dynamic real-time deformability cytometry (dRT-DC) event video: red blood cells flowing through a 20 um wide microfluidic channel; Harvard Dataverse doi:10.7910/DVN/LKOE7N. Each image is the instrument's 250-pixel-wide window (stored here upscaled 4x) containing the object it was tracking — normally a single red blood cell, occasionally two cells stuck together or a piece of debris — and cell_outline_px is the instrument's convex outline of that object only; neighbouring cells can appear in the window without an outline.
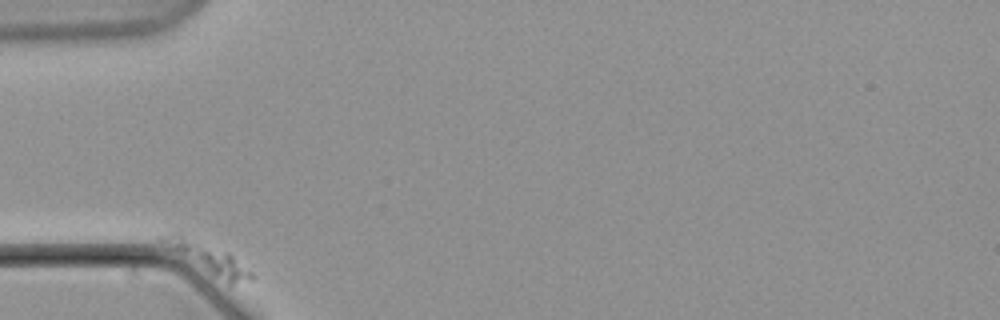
{"species": "common noctule bat (a hibernating species)", "species_latin": "Nyctalus noctula", "temperature_condition": "warm", "stored_images_in_passage": 9, "camera_frame_rate_fps": 3000, "um_per_image_px": 0.085, "animal": {"sex": "male", "body_mass_g": 21.5, "forearm_length_mm": 52.0}, "frame": {"image": 1, "passage_image": 1, "time_ms": 0.0, "image_size_px": [1000, 320], "cell_outline_px": [[256, 280], [232, 284], [228, 284], [212, 276], [160, 240], [164, 236], [172, 232], [180, 232], [228, 252], [252, 272], [256, 276]], "centroid_in_image_um": [17.82, 21.98], "position_along_channel_um": 67.2, "area_um2": 15.32}}
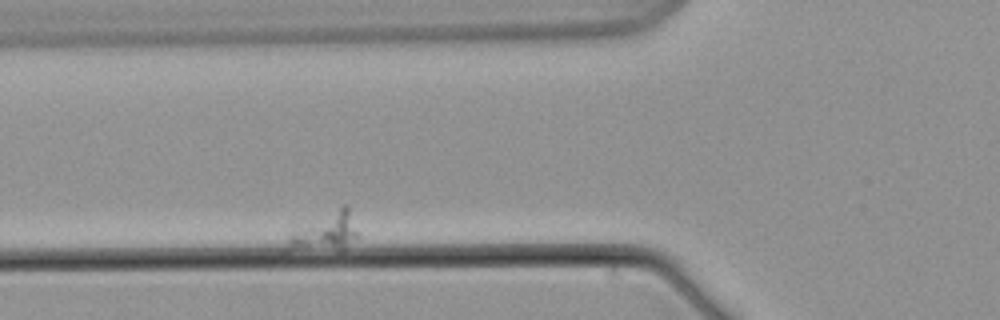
{"frame": {"image": 2, "passage_image": 3, "time_ms": 2.333, "image_size_px": [1000, 320], "cell_outline_px": [[360, 236], [344, 248], [284, 252], [288, 236], [344, 204], [348, 204], [360, 232]], "centroid_in_image_um": [27.71, 19.75], "position_along_channel_um": 98.1, "area_um2": 15.49}}
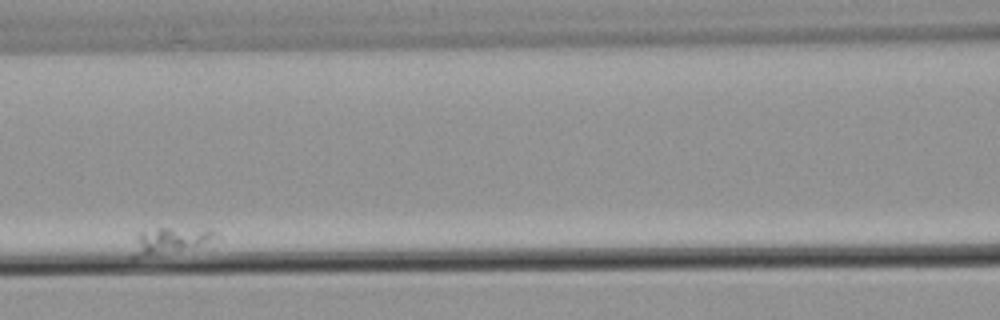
{"frame": {"image": 3, "passage_image": 6, "time_ms": 6.0, "image_size_px": [1000, 320], "cell_outline_px": [[220, 236], [212, 248], [132, 260], [132, 256], [140, 232], [160, 228], [212, 228]], "centroid_in_image_um": [14.74, 20.53], "position_along_channel_um": 151.9, "area_um2": 14.39}}